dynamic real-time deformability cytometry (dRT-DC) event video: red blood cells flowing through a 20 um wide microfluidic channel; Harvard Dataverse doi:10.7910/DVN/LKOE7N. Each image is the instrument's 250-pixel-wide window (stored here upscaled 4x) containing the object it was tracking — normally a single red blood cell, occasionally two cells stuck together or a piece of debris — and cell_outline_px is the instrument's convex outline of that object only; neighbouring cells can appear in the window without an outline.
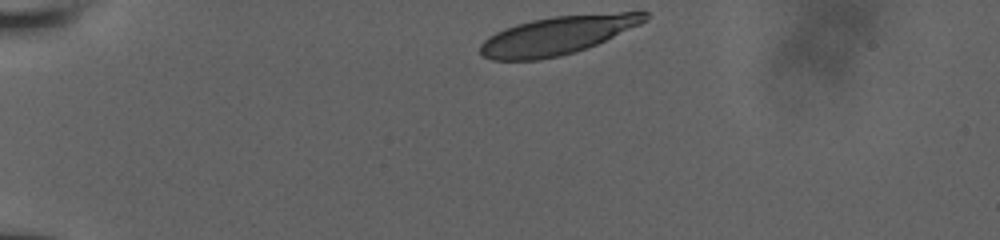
{"species": "human", "species_latin": "Homo sapiens", "temperature_condition": "room temperature", "stored_images_in_passage": 9, "camera_frame_rate_fps": 3000, "um_per_image_px": 0.085, "donor": {"sex": "male"}, "frame": {"image": 1, "passage_image": 1, "time_ms": 0.0, "image_size_px": [1000, 240], "cell_outline_px": [[648, 20], [640, 24], [596, 44], [576, 52], [560, 56], [540, 60], [492, 60], [480, 56], [480, 44], [488, 36], [504, 28], [516, 24], [532, 20], [552, 16], [620, 12], [648, 12]], "centroid_in_image_um": [47.34, 3.01], "position_along_channel_um": 37.7, "area_um2": 36.76}}
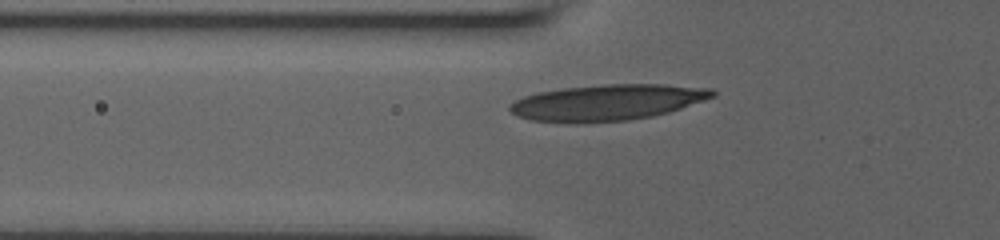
{"frame": {"image": 2, "passage_image": 7, "time_ms": 2.667, "image_size_px": [1000, 240], "cell_outline_px": [[716, 96], [668, 112], [652, 116], [628, 120], [576, 124], [532, 120], [516, 116], [508, 108], [508, 104], [524, 96], [536, 92], [564, 88], [608, 84], [664, 84], [712, 88], [716, 92]], "centroid_in_image_um": [51.59, 8.71], "position_along_channel_um": 74.2, "area_um2": 42.77}}